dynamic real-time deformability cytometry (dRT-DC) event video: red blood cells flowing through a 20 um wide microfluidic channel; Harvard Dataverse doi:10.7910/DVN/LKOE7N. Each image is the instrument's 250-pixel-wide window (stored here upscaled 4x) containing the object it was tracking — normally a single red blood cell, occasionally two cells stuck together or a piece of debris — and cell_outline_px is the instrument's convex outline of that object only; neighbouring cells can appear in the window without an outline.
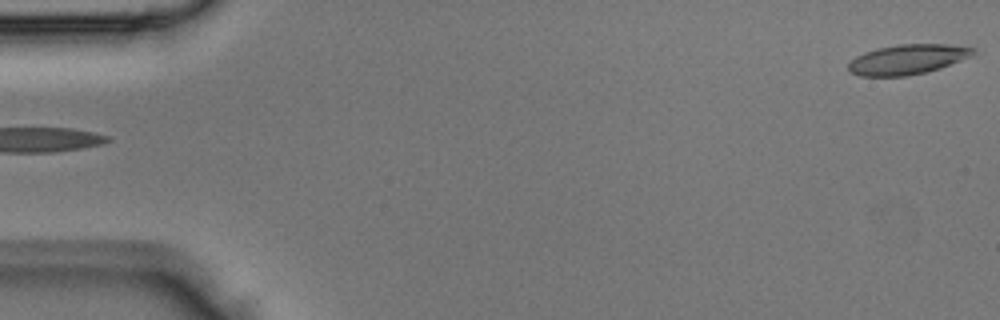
{"species": "Egyptian fruit bat (a non-hibernating species)", "species_latin": "Rousettus aegyptiacus", "temperature_condition": "room temperature", "stored_images_in_passage": 3, "camera_frame_rate_fps": 3000, "um_per_image_px": 0.085, "animal": {"sex": "male"}, "frame": {"image": 1, "passage_image": 1, "time_ms": 0.0, "image_size_px": [1000, 320], "cell_outline_px": [[980, 52], [972, 56], [940, 68], [908, 76], [860, 76], [848, 72], [848, 64], [856, 56], [864, 52], [896, 44], [948, 44], [976, 48]], "centroid_in_image_um": [77.17, 5.04], "position_along_channel_um": 7.8, "area_um2": 21.91}}